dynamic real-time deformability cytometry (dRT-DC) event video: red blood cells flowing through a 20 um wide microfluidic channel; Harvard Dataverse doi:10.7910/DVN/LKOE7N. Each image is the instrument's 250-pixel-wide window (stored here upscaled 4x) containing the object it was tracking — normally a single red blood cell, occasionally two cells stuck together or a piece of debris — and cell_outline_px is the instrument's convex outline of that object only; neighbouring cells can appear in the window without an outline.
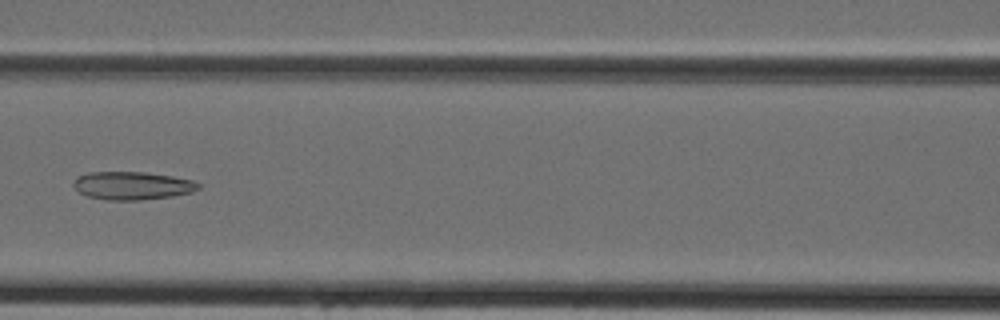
{"species": "Egyptian fruit bat (a non-hibernating species)", "species_latin": "Rousettus aegyptiacus", "temperature_condition": "cold", "stored_images_in_passage": 45, "camera_frame_rate_fps": 3000, "um_per_image_px": 0.085, "animal": {"sex": "female"}, "frame": {"image": 1, "passage_image": 20, "time_ms": 6.333, "image_size_px": [1000, 320], "cell_outline_px": [[200, 188], [192, 192], [172, 196], [140, 200], [108, 200], [88, 196], [80, 192], [72, 184], [76, 176], [88, 172], [144, 172], [172, 176], [192, 180], [200, 184]], "centroid_in_image_um": [11.24, 15.77], "position_along_channel_um": 155.4, "area_um2": 20.4}}
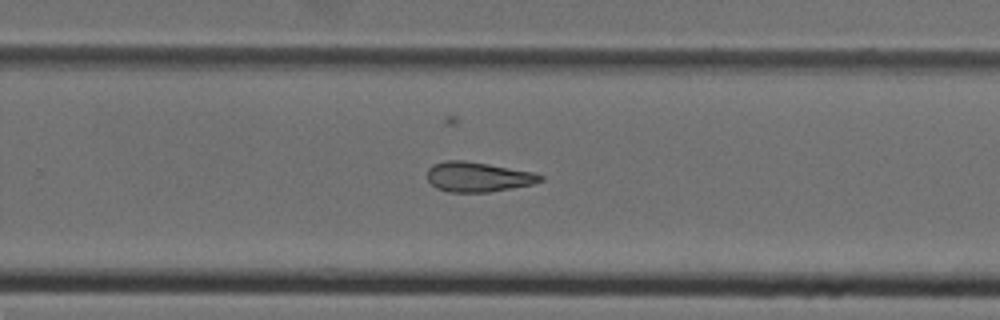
{"frame": {"image": 2, "passage_image": 29, "time_ms": 9.333, "image_size_px": [1000, 320], "cell_outline_px": [[544, 180], [532, 184], [488, 192], [448, 192], [436, 188], [428, 180], [428, 168], [432, 164], [448, 160], [464, 160], [488, 164], [532, 172], [544, 176]], "centroid_in_image_um": [40.6, 15.03], "position_along_channel_um": 289.2, "area_um2": 19.54}}
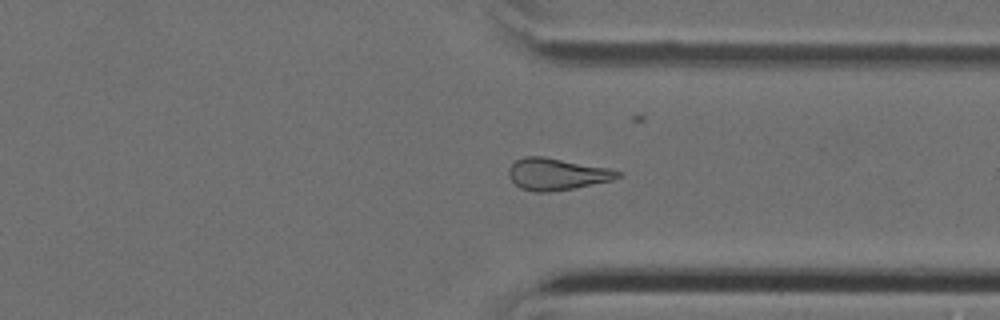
{"frame": {"image": 3, "passage_image": 34, "time_ms": 11.0, "image_size_px": [1000, 320], "cell_outline_px": [[620, 176], [612, 180], [572, 188], [548, 192], [536, 192], [520, 188], [508, 176], [508, 172], [512, 164], [516, 160], [524, 156], [544, 156], [608, 168], [620, 172]], "centroid_in_image_um": [47.29, 14.79], "position_along_channel_um": 364.1, "area_um2": 19.94}}